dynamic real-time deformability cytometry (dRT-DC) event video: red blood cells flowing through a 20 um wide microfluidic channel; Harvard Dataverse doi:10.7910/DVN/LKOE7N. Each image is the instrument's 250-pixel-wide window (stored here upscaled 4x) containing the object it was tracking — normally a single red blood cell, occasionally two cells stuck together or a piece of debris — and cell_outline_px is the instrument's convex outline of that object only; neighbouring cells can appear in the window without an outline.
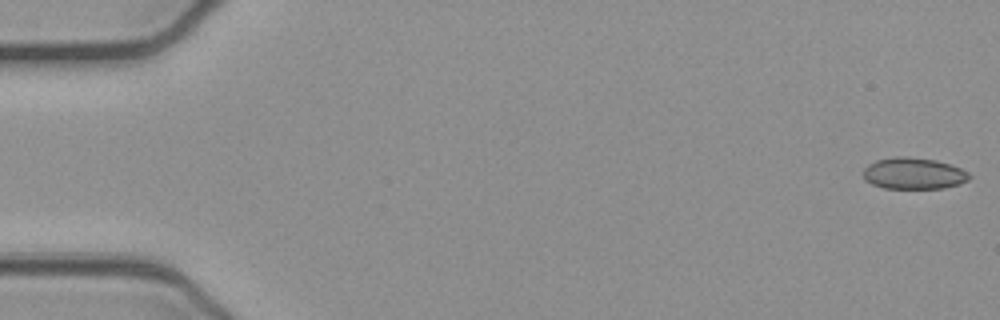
{"species": "common noctule bat (a hibernating species)", "species_latin": "Nyctalus noctula", "temperature_condition": "cold", "stored_images_in_passage": 52, "camera_frame_rate_fps": 3000, "um_per_image_px": 0.085, "animal": {"sex": "female", "body_mass_g": 21.9}, "frame": {"image": 1, "passage_image": 1, "time_ms": 0.0, "image_size_px": [1000, 320], "cell_outline_px": [[972, 176], [968, 180], [960, 184], [944, 188], [884, 188], [872, 184], [864, 180], [864, 168], [868, 164], [876, 160], [892, 156], [908, 156], [936, 160], [960, 168], [968, 172]], "centroid_in_image_um": [77.65, 14.73], "position_along_channel_um": 7.3, "area_um2": 19.59}}
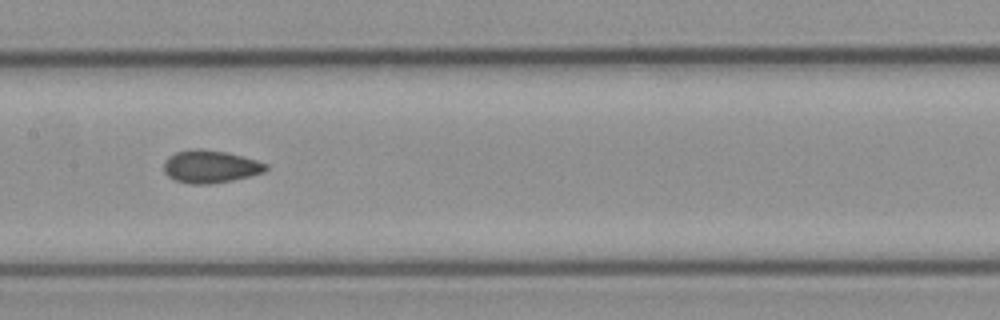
{"frame": {"image": 2, "passage_image": 26, "time_ms": 8.333, "image_size_px": [1000, 320], "cell_outline_px": [[268, 168], [264, 172], [232, 180], [212, 184], [188, 184], [176, 180], [168, 176], [164, 172], [164, 160], [168, 156], [176, 152], [192, 148], [200, 148], [228, 152], [256, 160], [268, 164]], "centroid_in_image_um": [17.86, 14.15], "position_along_channel_um": 189.5, "area_um2": 19.59}}
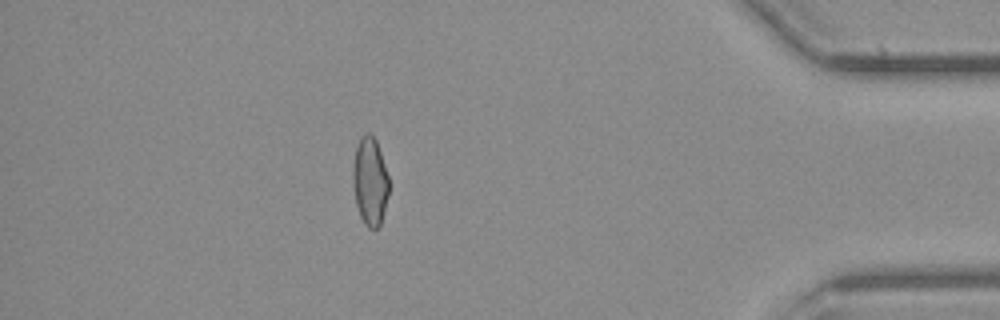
{"frame": {"image": 3, "passage_image": 46, "time_ms": 15.0, "image_size_px": [1000, 320], "cell_outline_px": [[388, 196], [380, 224], [376, 228], [368, 228], [364, 224], [360, 216], [356, 204], [352, 184], [352, 168], [356, 148], [360, 136], [368, 132], [376, 140], [388, 176]], "centroid_in_image_um": [31.42, 15.41], "position_along_channel_um": 403.8, "area_um2": 18.44}, "authors_computed_cell_mechanics": {"area_um2": 19.1607, "velocity_mm_per_s": 3.9067, "shape_relaxation_time_tau1_ms": 9.0279, "shape_relaxation_time_tau2_ms": 1.8159, "deformation_change_tau1": 0.1109, "deformation_change_tau2": 0.052}}